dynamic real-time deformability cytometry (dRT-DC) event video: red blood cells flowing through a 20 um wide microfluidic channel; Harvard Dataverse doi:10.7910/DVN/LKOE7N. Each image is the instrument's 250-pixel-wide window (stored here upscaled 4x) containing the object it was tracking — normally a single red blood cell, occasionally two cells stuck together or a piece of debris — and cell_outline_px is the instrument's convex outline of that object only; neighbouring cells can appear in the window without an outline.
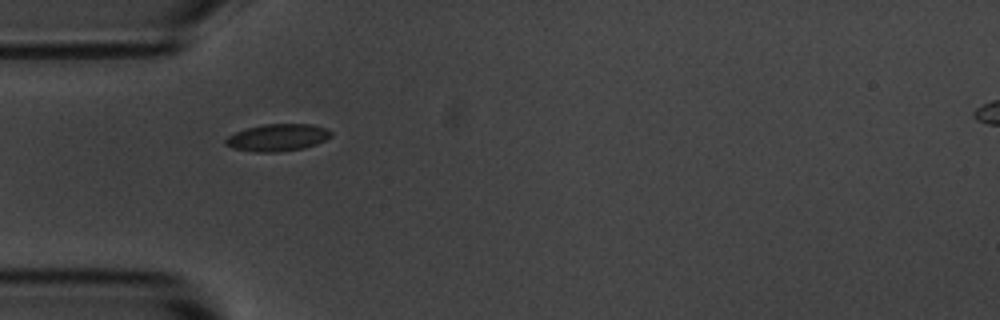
{"species": "common noctule bat (a hibernating species)", "species_latin": "Nyctalus noctula", "temperature_condition": "room temperature", "stored_images_in_passage": 2, "camera_frame_rate_fps": 3000, "um_per_image_px": 0.085, "animal": {"sex": "male", "body_mass_g": 20.1, "forearm_length_mm": 53.5}, "frame": {"image": 1, "passage_image": 1, "time_ms": 0.0, "image_size_px": [1000, 320], "cell_outline_px": [[332, 136], [316, 144], [304, 148], [276, 152], [256, 152], [232, 148], [224, 144], [224, 140], [228, 136], [244, 128], [264, 124], [312, 124], [328, 128], [332, 132]], "centroid_in_image_um": [23.59, 11.68], "position_along_channel_um": 61.4, "area_um2": 16.82}}